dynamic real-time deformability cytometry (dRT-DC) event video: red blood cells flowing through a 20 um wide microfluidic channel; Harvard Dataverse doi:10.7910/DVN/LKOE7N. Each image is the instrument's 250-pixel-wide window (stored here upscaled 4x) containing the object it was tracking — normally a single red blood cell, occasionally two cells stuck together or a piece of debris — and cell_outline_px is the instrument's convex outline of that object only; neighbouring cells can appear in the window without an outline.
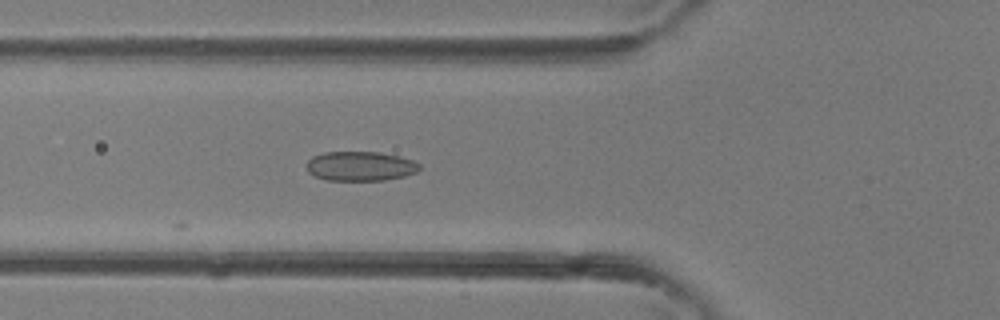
{"species": "common noctule bat (a hibernating species)", "species_latin": "Nyctalus noctula", "temperature_condition": "room temperature", "stored_images_in_passage": 3, "camera_frame_rate_fps": 3000, "um_per_image_px": 0.085, "animal": {"sex": "female"}, "frame": {"image": 1, "passage_image": 3, "time_ms": 0.667, "image_size_px": [1000, 320], "cell_outline_px": [[420, 168], [416, 172], [404, 176], [384, 180], [328, 180], [316, 176], [308, 172], [304, 164], [312, 156], [324, 152], [380, 152], [400, 156], [412, 160], [420, 164]], "centroid_in_image_um": [30.6, 14.11], "position_along_channel_um": 95.2, "area_um2": 19.48}}